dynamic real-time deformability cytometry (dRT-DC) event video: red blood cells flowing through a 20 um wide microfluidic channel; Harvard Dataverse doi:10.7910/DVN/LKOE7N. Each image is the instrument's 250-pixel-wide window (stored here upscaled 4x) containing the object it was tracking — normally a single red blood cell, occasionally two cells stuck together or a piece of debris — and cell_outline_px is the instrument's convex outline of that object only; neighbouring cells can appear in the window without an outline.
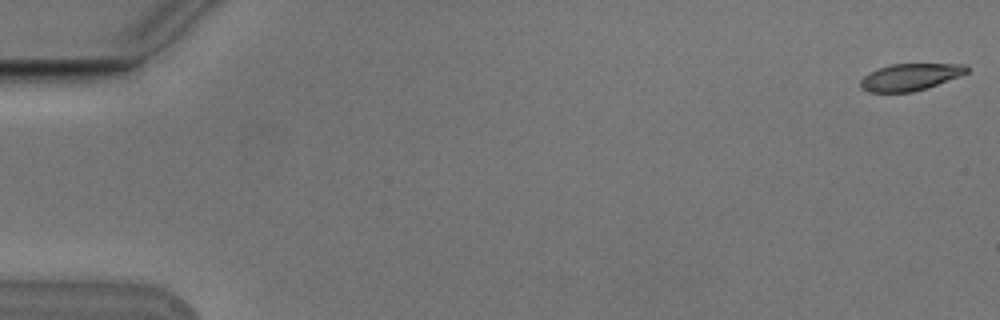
{"species": "Egyptian fruit bat (a non-hibernating species)", "species_latin": "Rousettus aegyptiacus", "temperature_condition": "cold", "stored_images_in_passage": 9, "camera_frame_rate_fps": 3000, "um_per_image_px": 0.085, "animal": {"sex": "male"}, "frame": {"image": 1, "passage_image": 1, "time_ms": 0.0, "image_size_px": [1000, 320], "cell_outline_px": [[968, 72], [960, 76], [928, 88], [912, 92], [868, 92], [860, 88], [860, 80], [868, 72], [892, 64], [968, 64]], "centroid_in_image_um": [77.37, 6.55], "position_along_channel_um": 7.6, "area_um2": 16.76}}
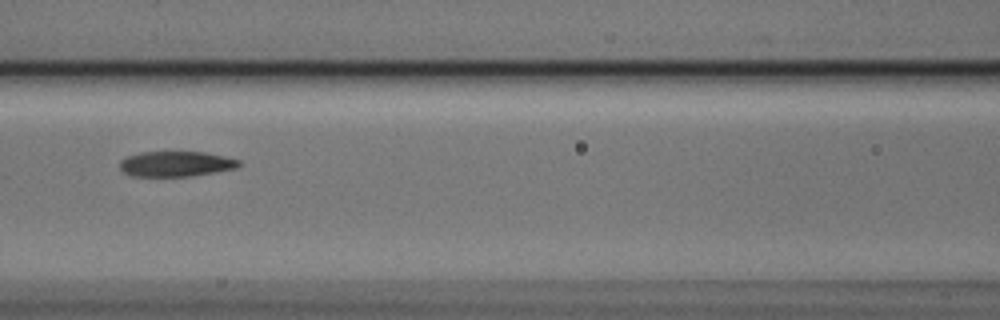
{"frame": {"image": 2, "passage_image": 8, "time_ms": 2.333, "image_size_px": [1000, 320], "cell_outline_px": [[240, 164], [236, 168], [192, 176], [132, 176], [124, 172], [120, 168], [120, 160], [128, 156], [140, 152], [204, 152], [224, 156], [240, 160]], "centroid_in_image_um": [14.95, 13.93], "position_along_channel_um": 151.7, "area_um2": 17.46}}
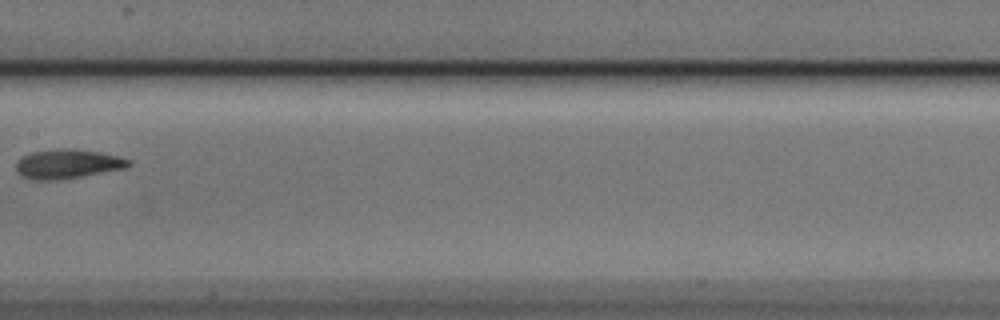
{"frame": {"image": 3, "passage_image": 9, "time_ms": 2.667, "image_size_px": [1000, 320], "cell_outline_px": [[132, 164], [128, 168], [56, 180], [32, 180], [24, 176], [16, 168], [16, 160], [32, 152], [56, 148], [76, 148], [100, 152], [120, 156], [132, 160]], "centroid_in_image_um": [5.81, 13.91], "position_along_channel_um": 201.6, "area_um2": 19.36}}